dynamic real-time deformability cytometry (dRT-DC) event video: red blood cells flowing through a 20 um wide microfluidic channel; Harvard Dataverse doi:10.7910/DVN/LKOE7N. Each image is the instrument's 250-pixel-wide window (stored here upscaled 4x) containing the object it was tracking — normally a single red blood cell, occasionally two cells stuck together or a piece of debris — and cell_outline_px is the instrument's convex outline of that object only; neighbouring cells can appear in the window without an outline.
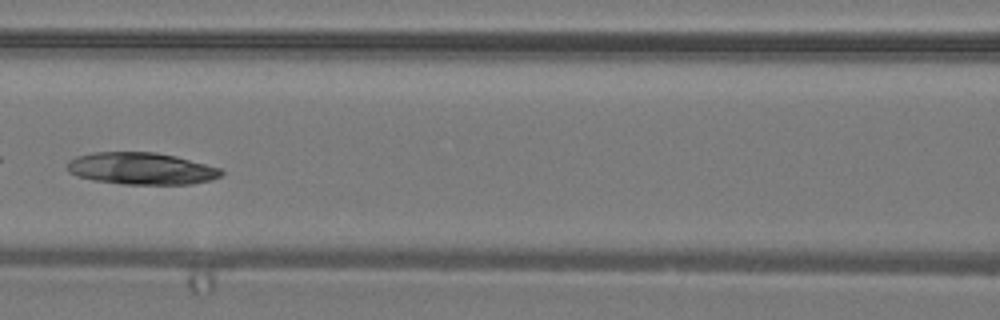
{"species": "common noctule bat (a hibernating species)", "species_latin": "Nyctalus noctula", "temperature_condition": "warm", "stored_images_in_passage": 23, "camera_frame_rate_fps": 3000, "um_per_image_px": 0.085, "animal": {"sex": "male", "body_mass_g": 19.2, "forearm_length_mm": 51.8}, "frame": {"image": 1, "passage_image": 7, "time_ms": 2.0, "image_size_px": [1000, 320], "cell_outline_px": [[224, 172], [220, 176], [212, 180], [192, 184], [120, 184], [92, 180], [76, 176], [68, 172], [68, 160], [76, 156], [92, 152], [156, 152], [176, 156], [220, 168]], "centroid_in_image_um": [11.99, 14.33], "position_along_channel_um": 154.6, "area_um2": 28.9}}
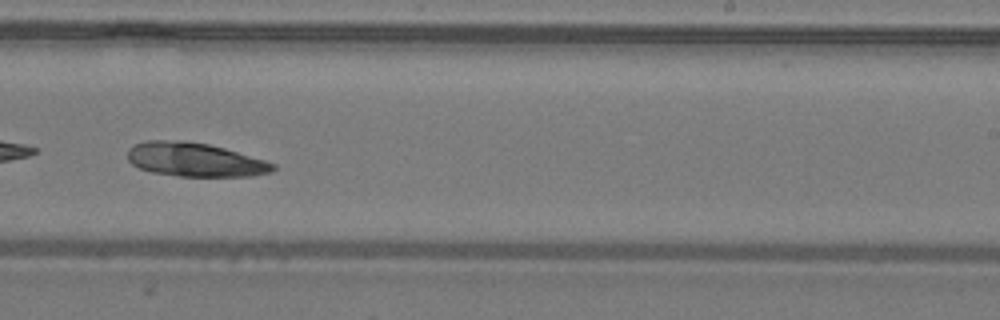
{"frame": {"image": 2, "passage_image": 14, "time_ms": 4.333, "image_size_px": [1000, 320], "cell_outline_px": [[276, 168], [272, 172], [252, 176], [180, 176], [152, 172], [140, 168], [132, 164], [128, 160], [128, 148], [132, 144], [148, 140], [184, 140], [208, 144], [224, 148], [264, 160], [276, 164]], "centroid_in_image_um": [16.55, 13.56], "position_along_channel_um": 272.5, "area_um2": 28.73}}